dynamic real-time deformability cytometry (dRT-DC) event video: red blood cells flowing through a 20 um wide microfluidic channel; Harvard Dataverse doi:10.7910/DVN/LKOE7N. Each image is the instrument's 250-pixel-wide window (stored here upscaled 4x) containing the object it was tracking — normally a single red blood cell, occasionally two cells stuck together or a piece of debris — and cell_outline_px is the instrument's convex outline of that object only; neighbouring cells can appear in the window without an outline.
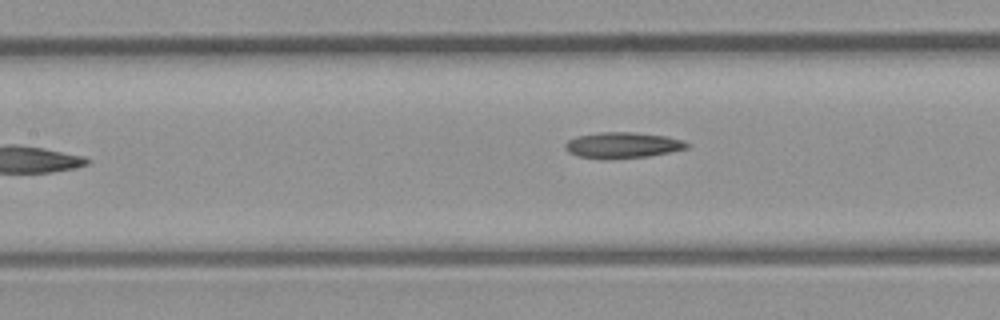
{"species": "common noctule bat (a hibernating species)", "species_latin": "Nyctalus noctula", "temperature_condition": "room temperature", "stored_images_in_passage": 8, "camera_frame_rate_fps": 3000, "um_per_image_px": 0.085, "animal": {"sex": "male", "body_mass_g": 23.1, "forearm_length_mm": 52.7}, "frame": {"image": 1, "passage_image": 7, "time_ms": 2.0, "image_size_px": [1000, 320], "cell_outline_px": [[692, 144], [688, 148], [648, 156], [604, 160], [576, 156], [568, 152], [564, 148], [564, 144], [568, 140], [576, 136], [600, 132], [632, 132], [668, 136], [684, 140]], "centroid_in_image_um": [52.91, 12.34], "position_along_channel_um": 154.5, "area_um2": 18.73}}
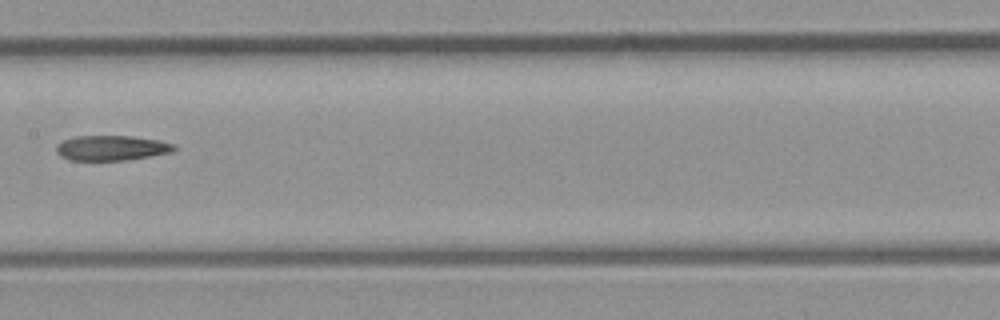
{"frame": {"image": 2, "passage_image": 8, "time_ms": 2.333, "image_size_px": [1000, 320], "cell_outline_px": [[176, 148], [172, 152], [124, 160], [68, 160], [60, 156], [56, 152], [56, 144], [64, 140], [76, 136], [132, 136], [160, 140], [176, 144]], "centroid_in_image_um": [9.47, 12.57], "position_along_channel_um": 197.9, "area_um2": 17.22}}